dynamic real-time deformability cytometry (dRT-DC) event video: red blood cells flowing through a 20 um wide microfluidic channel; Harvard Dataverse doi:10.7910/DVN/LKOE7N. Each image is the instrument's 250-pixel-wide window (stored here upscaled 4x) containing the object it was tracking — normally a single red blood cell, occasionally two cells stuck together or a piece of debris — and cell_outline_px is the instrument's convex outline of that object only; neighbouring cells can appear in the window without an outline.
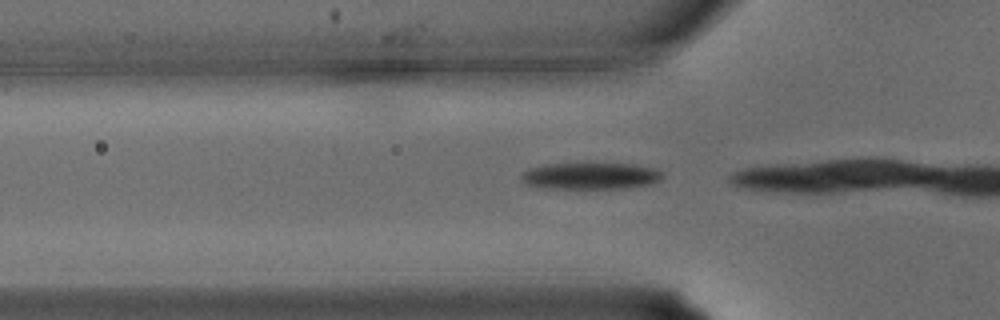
{"species": "common noctule bat (a hibernating species)", "species_latin": "Nyctalus noctula", "temperature_condition": "warm", "stored_images_in_passage": 3, "camera_frame_rate_fps": 3000, "um_per_image_px": 0.085, "animal": {"sex": "male", "body_mass_g": 15.6}, "frame": {"image": 1, "passage_image": 3, "time_ms": 0.667, "image_size_px": [1000, 320], "cell_outline_px": [[664, 176], [656, 184], [632, 188], [588, 192], [564, 192], [528, 188], [520, 184], [520, 176], [528, 168], [544, 164], [568, 160], [612, 160], [640, 164], [660, 168], [664, 172]], "centroid_in_image_um": [50.15, 14.96], "position_along_channel_um": 75.7, "area_um2": 26.76}}